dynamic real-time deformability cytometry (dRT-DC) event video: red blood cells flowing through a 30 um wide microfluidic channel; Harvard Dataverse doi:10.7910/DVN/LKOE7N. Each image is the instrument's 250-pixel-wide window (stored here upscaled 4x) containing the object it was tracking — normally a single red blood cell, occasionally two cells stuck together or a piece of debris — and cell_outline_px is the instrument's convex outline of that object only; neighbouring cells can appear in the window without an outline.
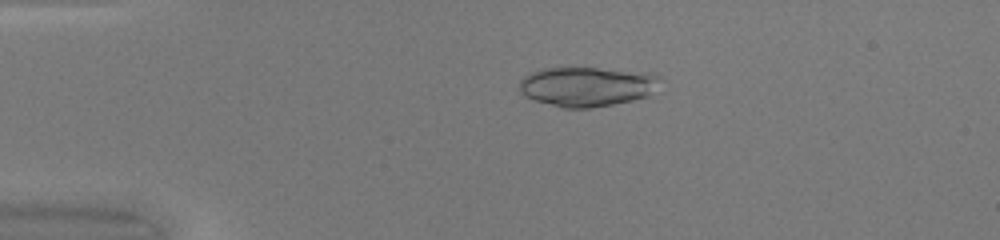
{"species": "common noctule bat (a hibernating species)", "species_latin": "Nyctalus noctula", "temperature_condition": "warm", "stored_images_in_passage": 49, "camera_frame_rate_fps": 3000, "um_per_image_px": 0.085, "animal": {"sex": "female", "body_mass_g": 20.0, "forearm_length_mm": 54.0}, "frame": {"image": 1, "passage_image": 11, "time_ms": 3.333, "image_size_px": [1000, 240], "cell_outline_px": [[664, 80], [648, 96], [632, 100], [592, 108], [560, 108], [524, 96], [520, 92], [520, 80], [524, 76], [540, 68], [596, 68], [648, 72], [660, 76]], "centroid_in_image_um": [49.92, 7.35], "position_along_channel_um": 35.1, "area_um2": 32.71}}